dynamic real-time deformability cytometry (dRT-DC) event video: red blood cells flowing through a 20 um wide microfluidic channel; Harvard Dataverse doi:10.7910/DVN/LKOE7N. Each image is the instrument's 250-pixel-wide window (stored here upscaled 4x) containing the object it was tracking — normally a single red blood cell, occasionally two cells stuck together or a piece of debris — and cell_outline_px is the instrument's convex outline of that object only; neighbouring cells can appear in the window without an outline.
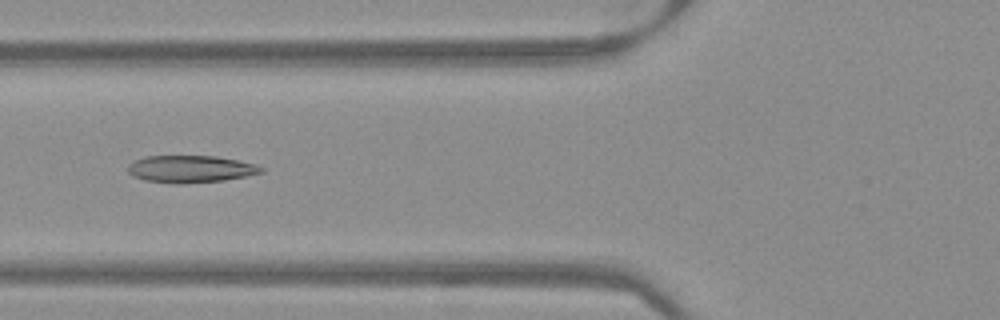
{"species": "Egyptian fruit bat (a non-hibernating species)", "species_latin": "Rousettus aegyptiacus", "temperature_condition": "warm", "stored_images_in_passage": 50, "camera_frame_rate_fps": 3000, "um_per_image_px": 0.085, "frame": {"image": 1, "passage_image": 19, "time_ms": 6.0, "image_size_px": [1000, 320], "cell_outline_px": [[264, 172], [224, 180], [184, 184], [176, 184], [144, 180], [132, 176], [128, 172], [128, 164], [144, 156], [216, 156], [256, 164], [264, 168]], "centroid_in_image_um": [16.18, 14.37], "position_along_channel_um": 109.6, "area_um2": 21.15}}
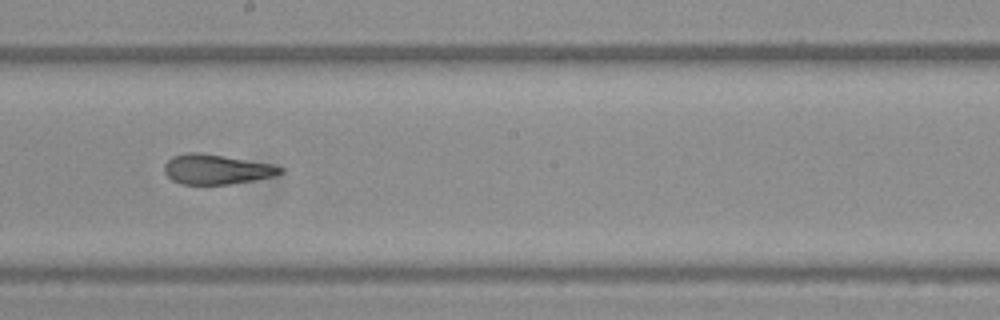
{"frame": {"image": 2, "passage_image": 28, "time_ms": 9.0, "image_size_px": [1000, 320], "cell_outline_px": [[284, 172], [272, 176], [252, 180], [228, 184], [180, 184], [172, 180], [164, 172], [164, 164], [172, 156], [188, 152], [200, 152], [272, 164], [284, 168]], "centroid_in_image_um": [18.36, 14.38], "position_along_channel_um": 229.8, "area_um2": 20.06}}
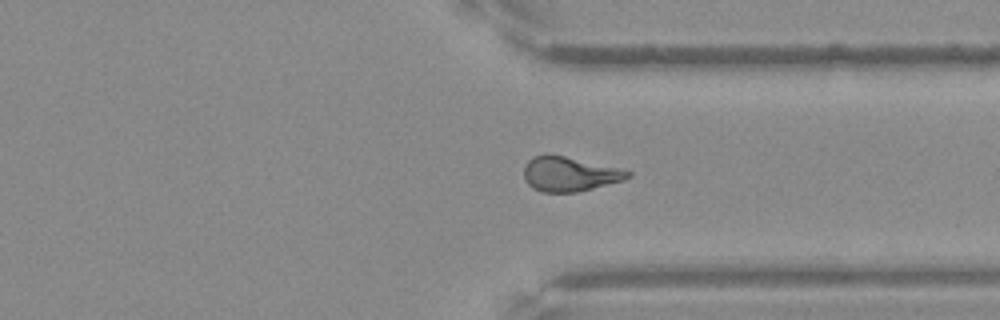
{"frame": {"image": 3, "passage_image": 38, "time_ms": 12.333, "image_size_px": [1000, 320], "cell_outline_px": [[632, 176], [624, 180], [576, 192], [540, 192], [532, 188], [524, 180], [524, 164], [532, 156], [544, 152], [548, 152], [624, 168], [632, 172]], "centroid_in_image_um": [48.4, 14.75], "position_along_channel_um": 363.0, "area_um2": 21.68}}